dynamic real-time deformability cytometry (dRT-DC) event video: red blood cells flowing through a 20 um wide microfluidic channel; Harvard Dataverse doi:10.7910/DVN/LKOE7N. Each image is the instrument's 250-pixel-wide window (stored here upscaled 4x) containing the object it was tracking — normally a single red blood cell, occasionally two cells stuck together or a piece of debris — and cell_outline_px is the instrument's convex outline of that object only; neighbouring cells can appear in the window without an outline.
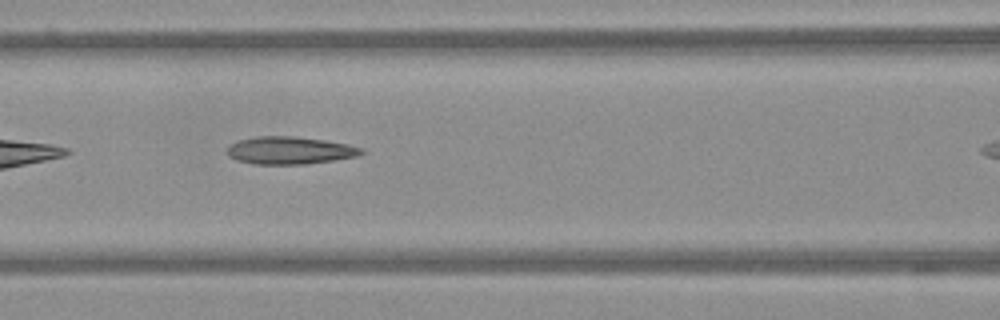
{"species": "Egyptian fruit bat (a non-hibernating species)", "species_latin": "Rousettus aegyptiacus", "temperature_condition": "warm", "stored_images_in_passage": 34, "camera_frame_rate_fps": 3000, "um_per_image_px": 0.085, "frame": {"image": 1, "passage_image": 12, "time_ms": 3.667, "image_size_px": [1000, 320], "cell_outline_px": [[364, 152], [356, 156], [332, 160], [304, 164], [252, 164], [236, 160], [228, 156], [228, 148], [232, 144], [240, 140], [256, 136], [296, 136], [324, 140], [348, 144], [364, 148]], "centroid_in_image_um": [24.63, 12.78], "position_along_channel_um": 142.0, "area_um2": 21.44}}
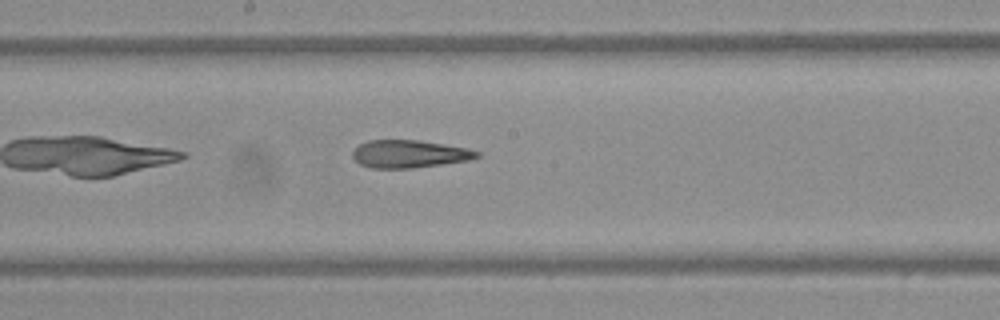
{"frame": {"image": 2, "passage_image": 18, "time_ms": 5.667, "image_size_px": [1000, 320], "cell_outline_px": [[480, 156], [468, 160], [412, 168], [372, 168], [360, 164], [352, 156], [352, 152], [360, 144], [368, 140], [420, 140], [468, 148], [480, 152]], "centroid_in_image_um": [34.79, 13.08], "position_along_channel_um": 213.4, "area_um2": 19.94}}
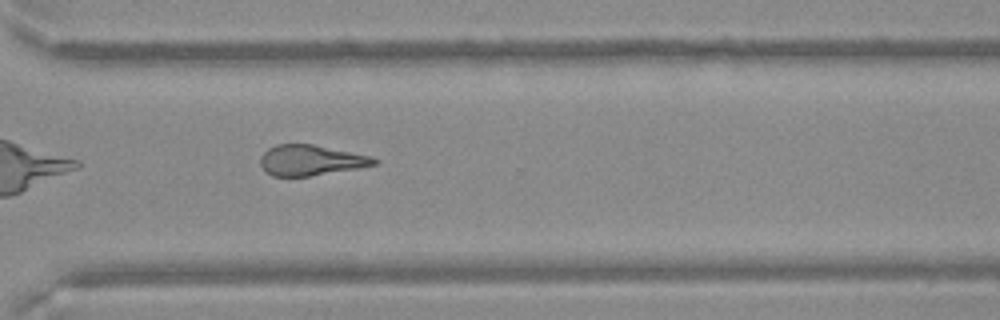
{"frame": {"image": 3, "passage_image": 29, "time_ms": 9.333, "image_size_px": [1000, 320], "cell_outline_px": [[380, 160], [376, 164], [356, 168], [308, 176], [272, 176], [260, 164], [260, 156], [268, 148], [276, 144], [312, 144], [368, 156]], "centroid_in_image_um": [26.36, 13.61], "position_along_channel_um": 344.2, "area_um2": 19.77}}